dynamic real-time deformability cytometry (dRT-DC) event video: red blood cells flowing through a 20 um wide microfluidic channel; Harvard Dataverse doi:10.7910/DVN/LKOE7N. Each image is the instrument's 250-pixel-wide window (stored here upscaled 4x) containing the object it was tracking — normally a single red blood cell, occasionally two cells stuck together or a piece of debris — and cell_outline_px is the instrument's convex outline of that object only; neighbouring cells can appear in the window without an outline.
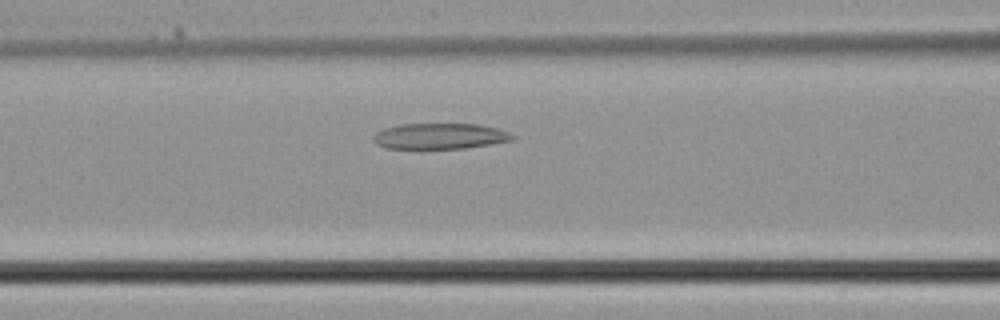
{"species": "common noctule bat (a hibernating species)", "species_latin": "Nyctalus noctula", "temperature_condition": "cold", "stored_images_in_passage": 34, "camera_frame_rate_fps": 3000, "um_per_image_px": 0.085, "animal": {"sex": "male", "body_mass_g": 21.5, "forearm_length_mm": 52.0}, "frame": {"image": 1, "passage_image": 12, "time_ms": 3.667, "image_size_px": [1000, 320], "cell_outline_px": [[516, 136], [512, 140], [492, 144], [464, 148], [384, 148], [376, 144], [372, 140], [372, 136], [376, 132], [384, 128], [400, 124], [480, 124], [496, 128], [508, 132]], "centroid_in_image_um": [37.36, 11.57], "position_along_channel_um": 129.2, "area_um2": 20.92}}
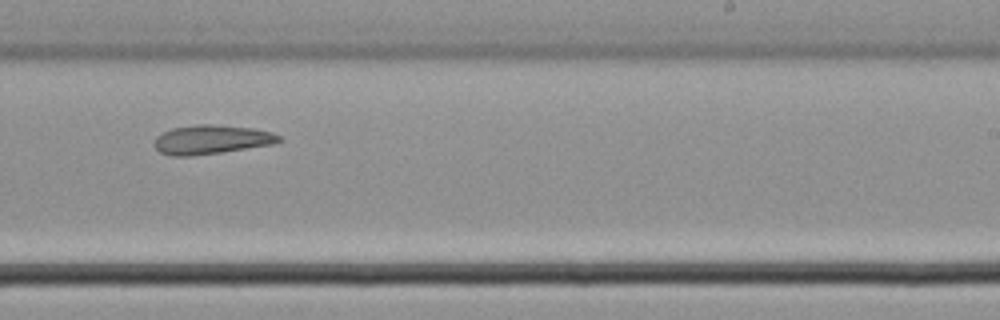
{"frame": {"image": 2, "passage_image": 20, "time_ms": 6.333, "image_size_px": [1000, 320], "cell_outline_px": [[284, 140], [276, 144], [192, 156], [172, 156], [160, 152], [152, 144], [156, 136], [172, 128], [200, 124], [212, 124], [252, 128], [272, 132], [280, 136]], "centroid_in_image_um": [17.98, 11.86], "position_along_channel_um": 271.0, "area_um2": 21.21}}
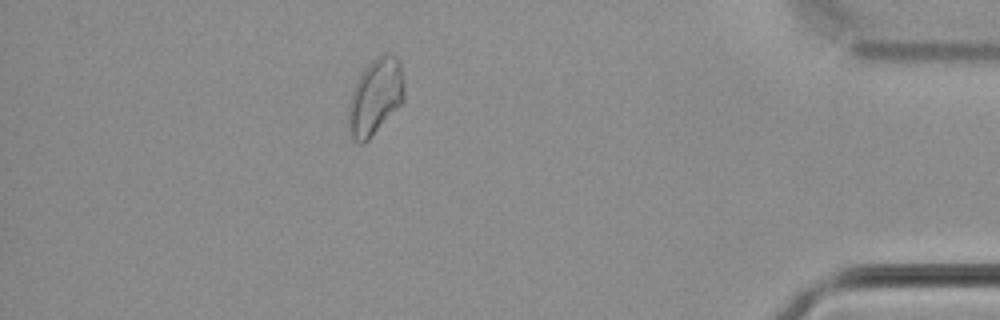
{"frame": {"image": 3, "passage_image": 30, "time_ms": 9.667, "image_size_px": [1000, 320], "cell_outline_px": [[404, 100], [368, 140], [364, 144], [360, 144], [352, 140], [348, 132], [348, 104], [356, 80], [360, 72], [376, 56], [384, 52], [396, 56], [400, 60], [404, 84]], "centroid_in_image_um": [31.88, 8.21], "position_along_channel_um": 403.3, "area_um2": 25.14}}